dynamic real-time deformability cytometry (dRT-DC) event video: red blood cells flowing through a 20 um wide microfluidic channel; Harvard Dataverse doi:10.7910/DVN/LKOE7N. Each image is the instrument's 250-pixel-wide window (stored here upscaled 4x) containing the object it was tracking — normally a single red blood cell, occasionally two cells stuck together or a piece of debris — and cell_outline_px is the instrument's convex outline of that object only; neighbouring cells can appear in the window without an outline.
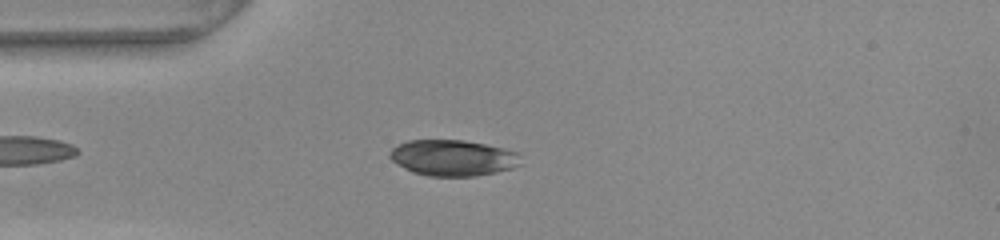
{"species": "common noctule bat (a hibernating species)", "species_latin": "Nyctalus noctula", "temperature_condition": "warm", "stored_images_in_passage": 53, "camera_frame_rate_fps": 3000, "um_per_image_px": 0.085, "animal": {"sex": "female", "body_mass_g": 22.0, "forearm_length_mm": 56.7}, "frame": {"image": 1, "passage_image": 13, "time_ms": 4.0, "image_size_px": [1000, 240], "cell_outline_px": [[520, 164], [512, 168], [496, 172], [476, 176], [428, 176], [412, 172], [396, 164], [388, 156], [388, 152], [392, 148], [408, 140], [464, 140], [504, 148], [516, 152]], "centroid_in_image_um": [38.44, 13.42], "position_along_channel_um": 46.6, "area_um2": 27.4}}
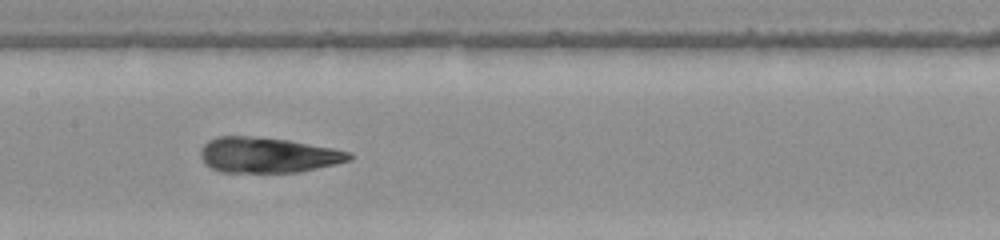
{"frame": {"image": 2, "passage_image": 25, "time_ms": 8.0, "image_size_px": [1000, 240], "cell_outline_px": [[352, 160], [336, 164], [296, 172], [220, 172], [204, 164], [200, 156], [200, 152], [204, 144], [208, 140], [216, 136], [248, 136], [288, 140], [332, 148], [352, 152]], "centroid_in_image_um": [22.74, 13.18], "position_along_channel_um": 184.7, "area_um2": 30.63}}
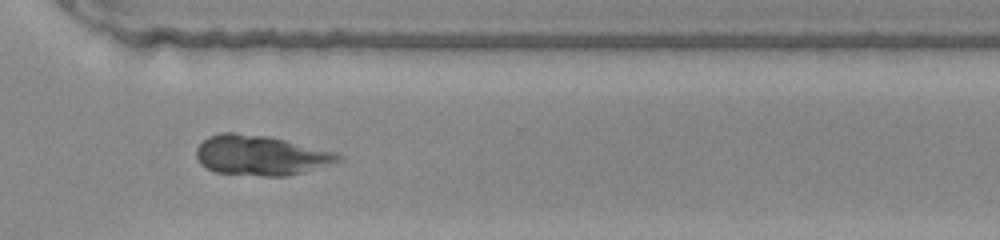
{"frame": {"image": 3, "passage_image": 38, "time_ms": 12.333, "image_size_px": [1000, 240], "cell_outline_px": [[344, 160], [288, 176], [260, 176], [216, 172], [200, 164], [196, 156], [196, 148], [208, 136], [220, 132], [232, 132], [268, 136], [336, 152], [344, 156]], "centroid_in_image_um": [22.16, 13.2], "position_along_channel_um": 348.4, "area_um2": 33.06}}